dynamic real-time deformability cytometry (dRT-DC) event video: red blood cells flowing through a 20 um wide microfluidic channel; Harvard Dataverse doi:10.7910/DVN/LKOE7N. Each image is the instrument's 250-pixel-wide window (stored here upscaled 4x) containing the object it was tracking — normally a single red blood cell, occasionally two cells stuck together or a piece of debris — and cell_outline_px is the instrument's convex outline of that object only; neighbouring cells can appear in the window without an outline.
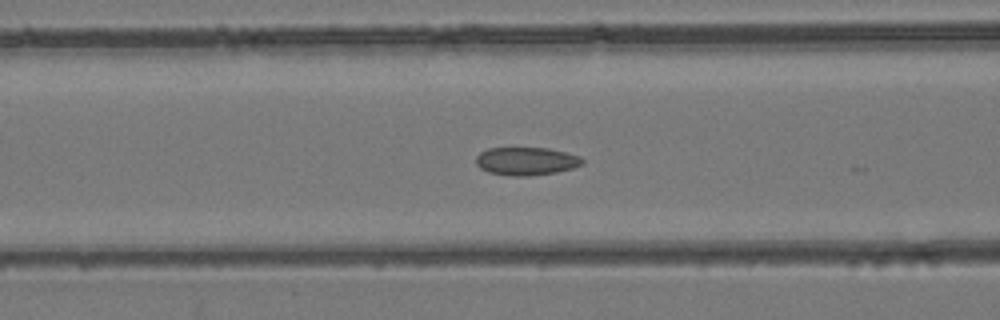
{"species": "common noctule bat (a hibernating species)", "species_latin": "Nyctalus noctula", "temperature_condition": "room temperature", "stored_images_in_passage": 20, "camera_frame_rate_fps": 3000, "um_per_image_px": 0.085, "animal": {"sex": "female", "body_mass_g": 24.6, "forearm_length_mm": 56.2}, "frame": {"image": 1, "passage_image": 10, "time_ms": 3.0, "image_size_px": [1000, 320], "cell_outline_px": [[584, 164], [572, 168], [556, 172], [528, 176], [512, 176], [488, 172], [480, 168], [476, 164], [476, 156], [480, 152], [488, 148], [548, 148], [580, 156], [584, 160]], "centroid_in_image_um": [44.72, 13.7], "position_along_channel_um": 121.9, "area_um2": 17.4}}
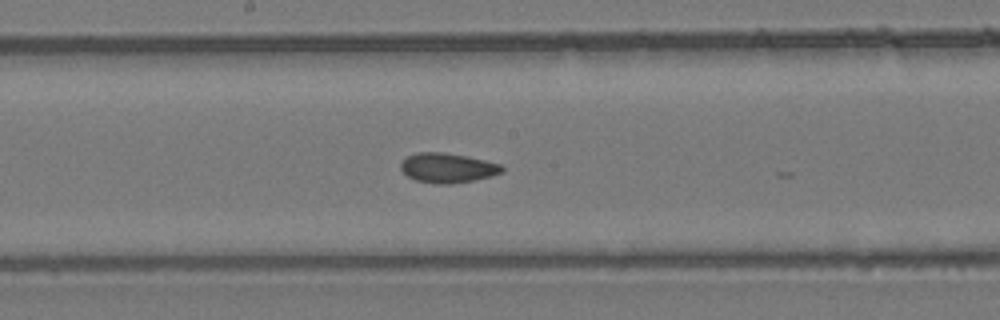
{"frame": {"image": 2, "passage_image": 16, "time_ms": 5.0, "image_size_px": [1000, 320], "cell_outline_px": [[504, 172], [492, 176], [472, 180], [448, 184], [436, 184], [416, 180], [408, 176], [400, 168], [400, 164], [408, 156], [420, 152], [440, 152], [468, 156], [500, 164], [504, 168]], "centroid_in_image_um": [38.06, 14.27], "position_along_channel_um": 210.1, "area_um2": 17.34}}
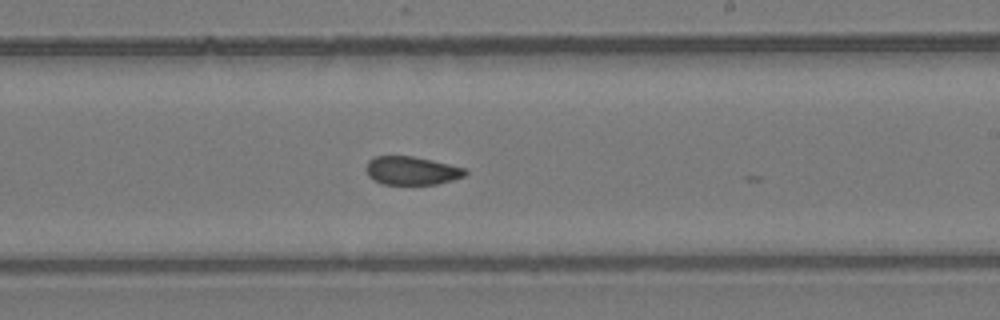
{"frame": {"image": 3, "passage_image": 19, "time_ms": 6.0, "image_size_px": [1000, 320], "cell_outline_px": [[468, 172], [464, 176], [452, 180], [436, 184], [384, 184], [372, 180], [368, 176], [368, 160], [376, 156], [412, 156], [432, 160], [464, 168]], "centroid_in_image_um": [34.99, 14.51], "position_along_channel_um": 254.0, "area_um2": 16.18}}